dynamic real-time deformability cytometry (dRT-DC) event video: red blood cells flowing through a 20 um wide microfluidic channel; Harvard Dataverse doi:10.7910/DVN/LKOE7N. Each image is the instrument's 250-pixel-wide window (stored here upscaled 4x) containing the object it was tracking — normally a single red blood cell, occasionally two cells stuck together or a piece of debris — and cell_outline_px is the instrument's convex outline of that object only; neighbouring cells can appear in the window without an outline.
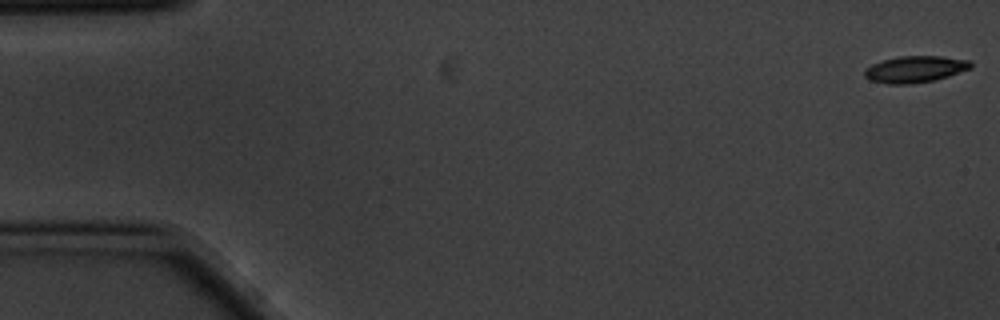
{"species": "common noctule bat (a hibernating species)", "species_latin": "Nyctalus noctula", "temperature_condition": "cold", "stored_images_in_passage": 5, "camera_frame_rate_fps": 3000, "um_per_image_px": 0.085, "animal": {"sex": "male", "body_mass_g": 20.1, "forearm_length_mm": 53.5}, "frame": {"image": 1, "passage_image": 1, "time_ms": 0.0, "image_size_px": [1000, 320], "cell_outline_px": [[972, 68], [948, 76], [932, 80], [912, 84], [888, 84], [868, 80], [864, 76], [864, 68], [872, 64], [884, 60], [900, 56], [940, 56], [972, 60]], "centroid_in_image_um": [77.77, 5.88], "position_along_channel_um": 7.2, "area_um2": 16.53}}